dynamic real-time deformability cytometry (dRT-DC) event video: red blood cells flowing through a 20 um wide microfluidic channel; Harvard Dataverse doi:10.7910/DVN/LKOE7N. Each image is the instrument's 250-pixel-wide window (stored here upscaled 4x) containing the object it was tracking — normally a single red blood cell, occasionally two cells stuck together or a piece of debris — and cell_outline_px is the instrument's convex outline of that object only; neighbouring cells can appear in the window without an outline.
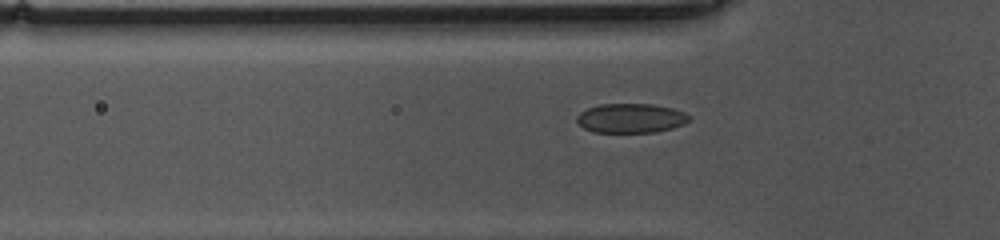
{"species": "common noctule bat (a hibernating species)", "species_latin": "Nyctalus noctula", "temperature_condition": "cold", "stored_images_in_passage": 45, "camera_frame_rate_fps": 3000, "um_per_image_px": 0.085, "animal": {"sex": "female", "body_mass_g": 10.0, "forearm_length_mm": 53.1}, "frame": {"image": 1, "passage_image": 16, "time_ms": 5.0, "image_size_px": [1000, 240], "cell_outline_px": [[692, 116], [684, 124], [672, 128], [656, 132], [592, 132], [584, 128], [576, 120], [576, 116], [580, 112], [588, 108], [600, 104], [652, 104], [672, 108], [684, 112]], "centroid_in_image_um": [53.62, 10.04], "position_along_channel_um": 72.2, "area_um2": 19.25}}
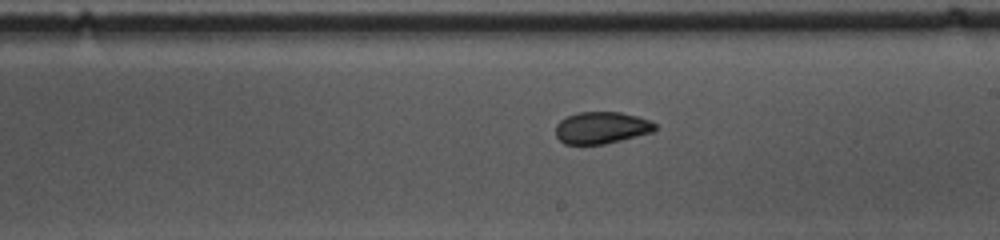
{"frame": {"image": 2, "passage_image": 30, "time_ms": 9.667, "image_size_px": [1000, 240], "cell_outline_px": [[656, 128], [652, 132], [604, 144], [564, 144], [556, 136], [556, 124], [560, 120], [576, 112], [620, 112], [636, 116], [648, 120], [656, 124]], "centroid_in_image_um": [51.09, 10.85], "position_along_channel_um": 237.9, "area_um2": 18.32}}
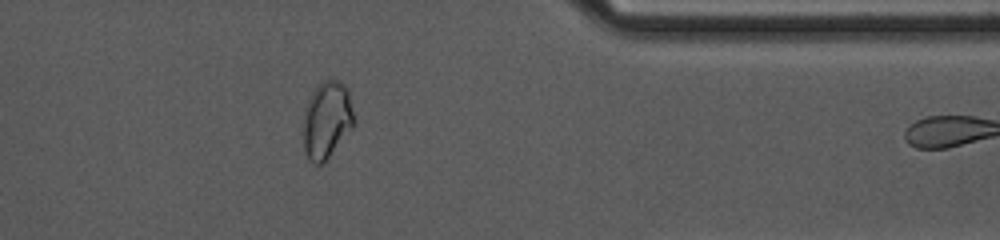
{"frame": {"image": 3, "passage_image": 44, "time_ms": 14.333, "image_size_px": [1000, 240], "cell_outline_px": [[356, 124], [324, 164], [312, 164], [308, 160], [304, 152], [304, 112], [308, 100], [312, 92], [320, 80], [340, 80], [348, 88], [356, 120]], "centroid_in_image_um": [27.81, 10.21], "position_along_channel_um": 383.6, "area_um2": 23.47}}